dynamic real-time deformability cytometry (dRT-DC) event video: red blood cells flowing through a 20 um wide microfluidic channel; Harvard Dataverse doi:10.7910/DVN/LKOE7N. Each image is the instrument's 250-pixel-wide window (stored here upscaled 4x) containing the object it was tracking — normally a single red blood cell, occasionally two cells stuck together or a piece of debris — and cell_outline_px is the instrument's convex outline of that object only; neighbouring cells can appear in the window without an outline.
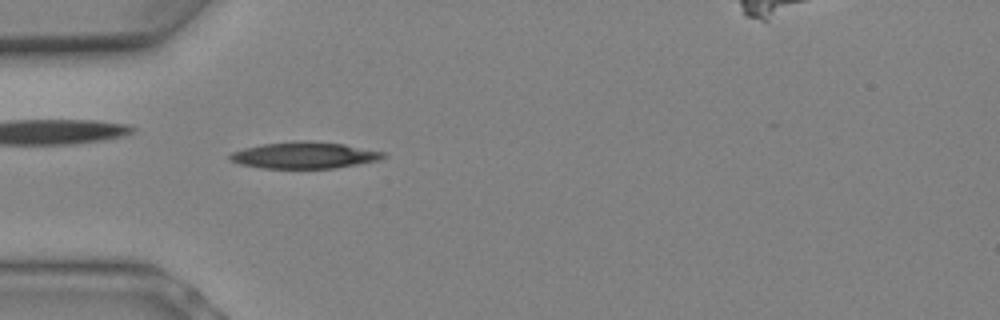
{"species": "Egyptian fruit bat (a non-hibernating species)", "species_latin": "Rousettus aegyptiacus", "temperature_condition": "warm", "stored_images_in_passage": 2, "camera_frame_rate_fps": 3000, "um_per_image_px": 0.085, "animal": {"sex": "female"}, "frame": {"image": 1, "passage_image": 2, "time_ms": 0.333, "image_size_px": [1000, 320], "cell_outline_px": [[388, 156], [380, 160], [336, 168], [260, 168], [240, 164], [228, 160], [228, 156], [232, 152], [244, 148], [264, 144], [300, 140], [308, 140], [344, 144], [388, 152]], "centroid_in_image_um": [25.92, 13.19], "position_along_channel_um": 59.1, "area_um2": 23.99}}